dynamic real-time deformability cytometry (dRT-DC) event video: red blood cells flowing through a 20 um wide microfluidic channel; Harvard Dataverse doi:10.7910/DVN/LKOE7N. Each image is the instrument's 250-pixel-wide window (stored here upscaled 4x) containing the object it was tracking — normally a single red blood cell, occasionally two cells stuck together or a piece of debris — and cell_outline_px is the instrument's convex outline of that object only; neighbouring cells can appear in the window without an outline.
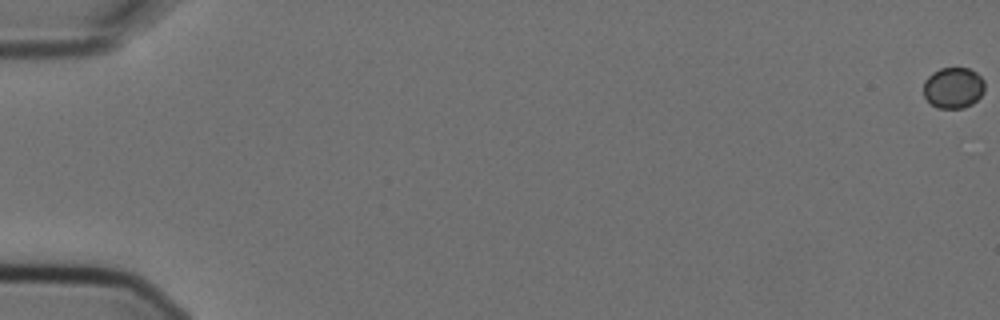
{"species": "Egyptian fruit bat (a non-hibernating species)", "species_latin": "Rousettus aegyptiacus", "temperature_condition": "cold", "stored_images_in_passage": 4, "camera_frame_rate_fps": 3000, "um_per_image_px": 0.085, "animal": {"sex": "female"}, "frame": {"image": 1, "passage_image": 1, "time_ms": 0.0, "image_size_px": [1000, 320], "cell_outline_px": [[984, 92], [972, 104], [964, 108], [936, 108], [924, 96], [924, 80], [932, 72], [940, 68], [968, 68], [976, 72], [984, 80]], "centroid_in_image_um": [81.03, 7.46], "position_along_channel_um": 4.0, "area_um2": 14.68}}